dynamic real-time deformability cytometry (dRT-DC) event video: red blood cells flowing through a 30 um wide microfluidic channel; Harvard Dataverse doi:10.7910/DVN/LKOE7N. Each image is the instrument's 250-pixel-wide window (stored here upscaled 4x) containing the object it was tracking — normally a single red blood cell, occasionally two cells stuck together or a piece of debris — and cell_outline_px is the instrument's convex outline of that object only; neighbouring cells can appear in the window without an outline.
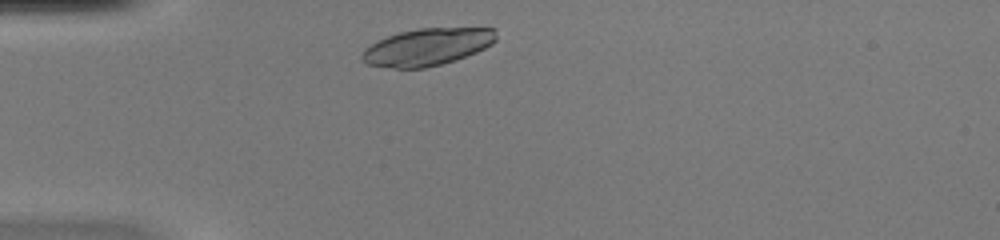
{"species": "common noctule bat (a hibernating species)", "species_latin": "Nyctalus noctula", "temperature_condition": "warm", "stored_images_in_passage": 31, "camera_frame_rate_fps": 3000, "um_per_image_px": 0.085, "animal": {"sex": "female", "body_mass_g": 20.0, "forearm_length_mm": 54.0}, "frame": {"image": 1, "passage_image": 2, "time_ms": 0.333, "image_size_px": [1000, 240], "cell_outline_px": [[496, 40], [492, 44], [476, 52], [456, 60], [424, 68], [396, 68], [364, 64], [360, 60], [360, 56], [364, 48], [376, 40], [400, 32], [420, 28], [496, 28]], "centroid_in_image_um": [36.27, 3.99], "position_along_channel_um": 48.7, "area_um2": 29.19}}
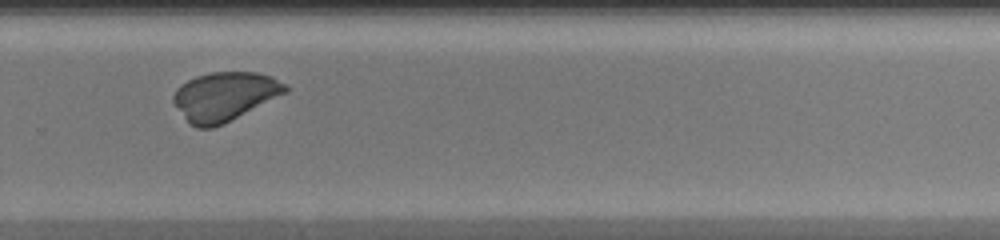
{"frame": {"image": 2, "passage_image": 23, "time_ms": 7.333, "image_size_px": [1000, 240], "cell_outline_px": [[288, 92], [224, 124], [212, 128], [196, 128], [188, 124], [172, 100], [172, 96], [176, 88], [180, 84], [196, 76], [212, 72], [256, 72], [272, 76], [284, 84], [288, 88]], "centroid_in_image_um": [19.07, 8.21], "position_along_channel_um": 310.7, "area_um2": 32.08}}
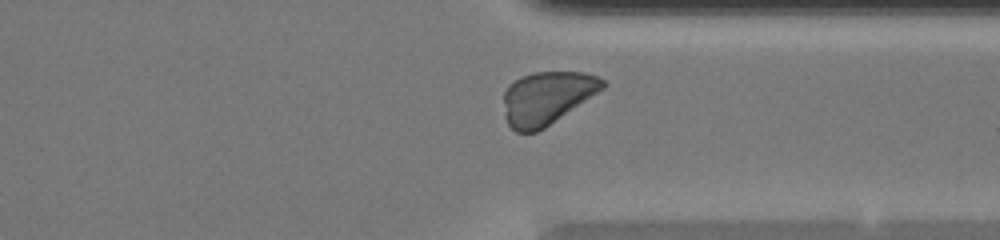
{"frame": {"image": 3, "passage_image": 27, "time_ms": 8.667, "image_size_px": [1000, 240], "cell_outline_px": [[608, 84], [604, 88], [544, 128], [536, 132], [516, 132], [508, 124], [504, 116], [504, 92], [508, 84], [520, 76], [532, 72], [584, 72], [596, 76], [604, 80]], "centroid_in_image_um": [46.46, 8.3], "position_along_channel_um": 364.9, "area_um2": 30.52}}